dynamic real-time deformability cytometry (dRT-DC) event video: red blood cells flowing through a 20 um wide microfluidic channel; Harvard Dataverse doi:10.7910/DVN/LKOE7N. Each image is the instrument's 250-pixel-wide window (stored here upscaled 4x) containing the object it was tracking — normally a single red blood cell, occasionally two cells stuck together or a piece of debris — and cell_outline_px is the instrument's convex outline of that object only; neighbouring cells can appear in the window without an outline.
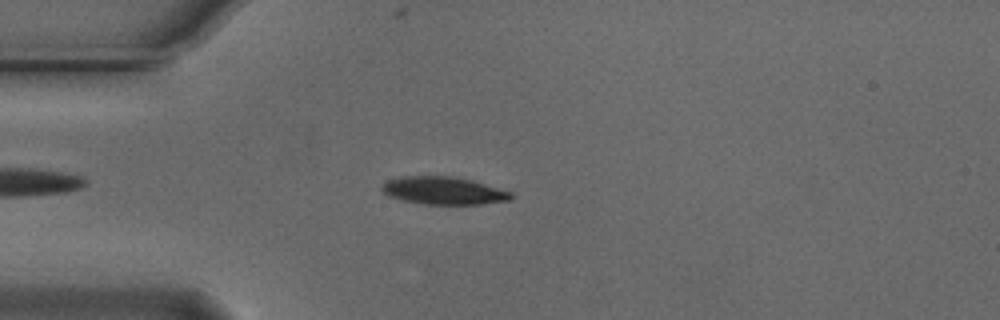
{"species": "Egyptian fruit bat (a non-hibernating species)", "species_latin": "Rousettus aegyptiacus", "temperature_condition": "cold", "stored_images_in_passage": 40, "camera_frame_rate_fps": 3000, "um_per_image_px": 0.085, "animal": {"sex": "male"}, "frame": {"image": 1, "passage_image": 8, "time_ms": 2.333, "image_size_px": [1000, 320], "cell_outline_px": [[516, 196], [512, 200], [480, 204], [424, 204], [404, 200], [388, 196], [380, 188], [388, 180], [404, 176], [452, 176], [484, 184], [512, 192]], "centroid_in_image_um": [37.73, 16.21], "position_along_channel_um": 47.3, "area_um2": 20.63}}
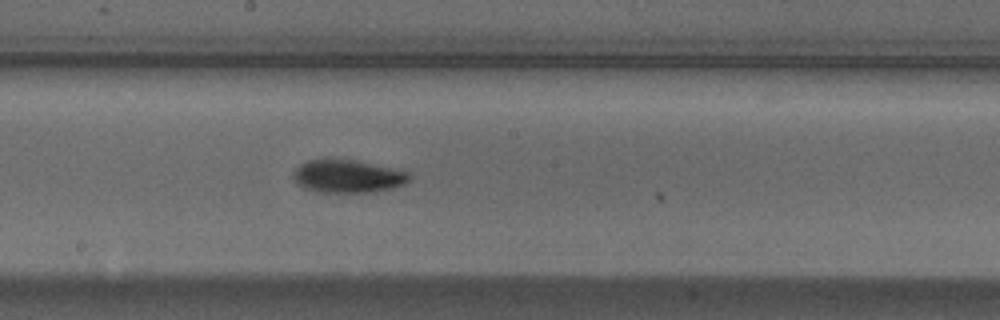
{"frame": {"image": 2, "passage_image": 23, "time_ms": 7.333, "image_size_px": [1000, 320], "cell_outline_px": [[412, 180], [404, 184], [392, 188], [372, 192], [320, 192], [304, 188], [292, 176], [292, 172], [300, 164], [308, 160], [324, 156], [356, 160], [408, 172], [412, 176]], "centroid_in_image_um": [29.53, 14.95], "position_along_channel_um": 218.7, "area_um2": 22.72}}
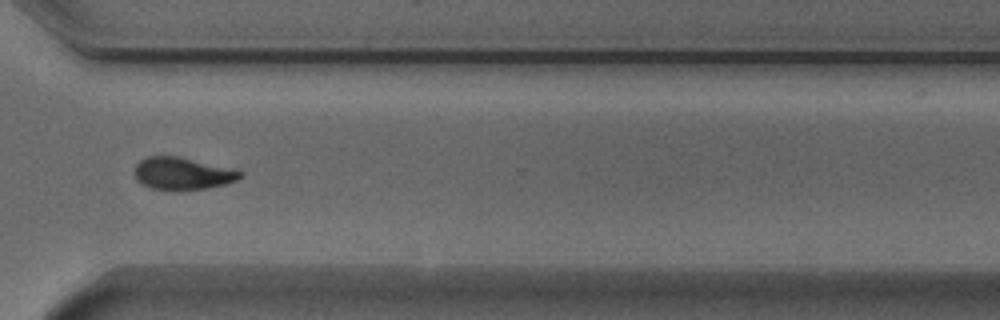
{"frame": {"image": 3, "passage_image": 34, "time_ms": 11.0, "image_size_px": [1000, 320], "cell_outline_px": [[244, 176], [236, 180], [224, 184], [208, 188], [180, 192], [172, 192], [152, 188], [140, 184], [136, 180], [136, 164], [140, 160], [148, 156], [176, 156], [236, 168], [244, 172]], "centroid_in_image_um": [15.55, 14.77], "position_along_channel_um": 355.0, "area_um2": 20.52}, "authors_computed_cell_mechanics": {"area_um2": 20.7213, "velocity_mm_per_s": 3.7268, "shape_relaxation_time_tau1_ms": 1.7338, "shape_relaxation_time_tau2_ms": null, "deformation_change_tau1": 0.1303, "deformation_change_tau2": null}}